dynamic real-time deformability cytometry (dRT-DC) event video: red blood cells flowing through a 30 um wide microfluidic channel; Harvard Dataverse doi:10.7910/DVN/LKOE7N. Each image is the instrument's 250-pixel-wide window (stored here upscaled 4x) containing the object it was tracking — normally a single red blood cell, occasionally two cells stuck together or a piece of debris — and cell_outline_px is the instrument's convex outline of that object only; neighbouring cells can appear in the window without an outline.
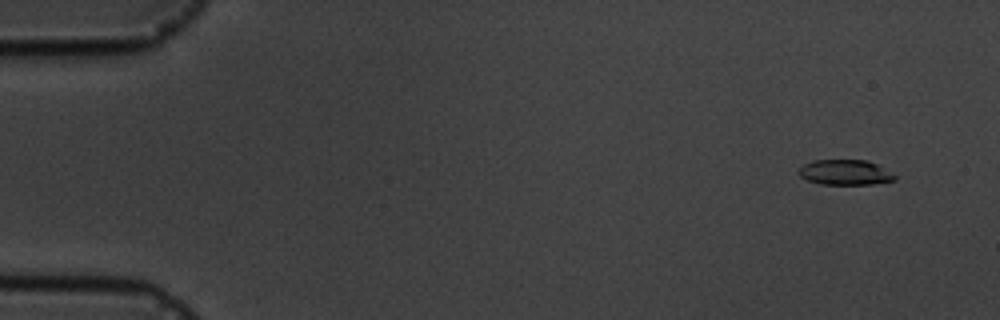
{"species": "common noctule bat (a hibernating species)", "species_latin": "Nyctalus noctula", "temperature_condition": "cold", "stored_images_in_passage": 7, "camera_frame_rate_fps": 3000, "um_per_image_px": 0.085, "animal": {"sex": "male", "body_mass_g": 19.5, "forearm_length_mm": 54.6}, "frame": {"image": 1, "passage_image": 2, "time_ms": 1.0, "image_size_px": [1000, 320], "cell_outline_px": [[896, 180], [872, 184], [820, 184], [808, 180], [800, 176], [796, 172], [804, 164], [812, 160], [868, 160], [876, 164], [896, 176]], "centroid_in_image_um": [71.8, 14.65], "position_along_channel_um": 13.2, "area_um2": 14.05}}
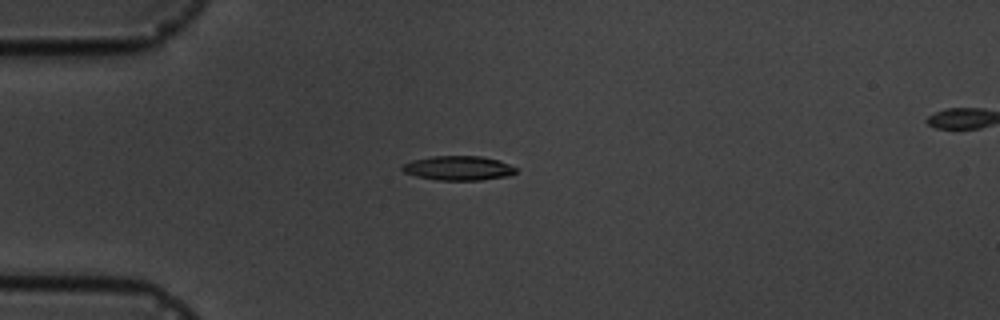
{"frame": {"image": 2, "passage_image": 5, "time_ms": 4.667, "image_size_px": [1000, 320], "cell_outline_px": [[516, 172], [508, 176], [480, 180], [436, 180], [416, 176], [404, 172], [400, 168], [404, 164], [412, 160], [432, 156], [480, 156], [500, 160], [516, 168]], "centroid_in_image_um": [38.95, 14.29], "position_along_channel_um": 46.0, "area_um2": 16.13}}
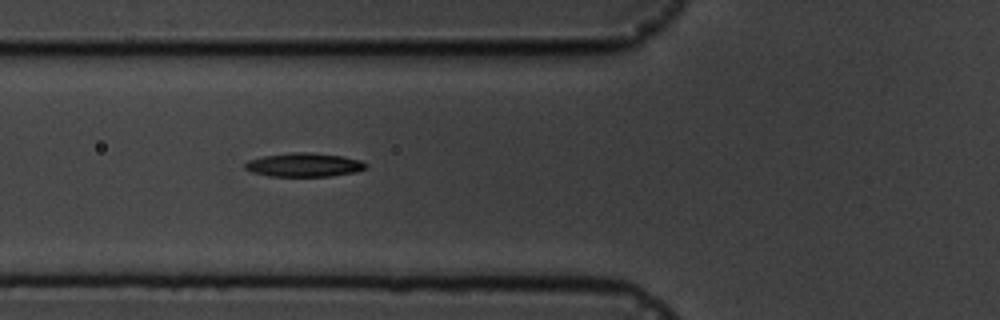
{"frame": {"image": 3, "passage_image": 7, "time_ms": 6.667, "image_size_px": [1000, 320], "cell_outline_px": [[368, 168], [356, 172], [328, 176], [268, 176], [252, 172], [244, 168], [244, 164], [248, 160], [264, 156], [292, 152], [308, 152], [344, 156], [360, 160], [368, 164]], "centroid_in_image_um": [25.87, 14.01], "position_along_channel_um": 99.9, "area_um2": 16.82}}